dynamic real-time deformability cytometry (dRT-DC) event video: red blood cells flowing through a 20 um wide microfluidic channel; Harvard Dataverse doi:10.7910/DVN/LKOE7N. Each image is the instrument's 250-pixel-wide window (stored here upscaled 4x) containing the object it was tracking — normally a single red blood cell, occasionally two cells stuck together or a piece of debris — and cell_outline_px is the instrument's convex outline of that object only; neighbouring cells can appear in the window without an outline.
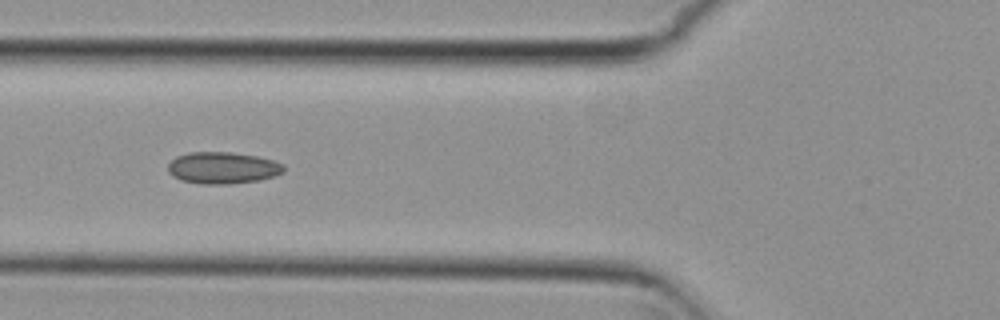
{"species": "common noctule bat (a hibernating species)", "species_latin": "Nyctalus noctula", "temperature_condition": "cold", "stored_images_in_passage": 8, "camera_frame_rate_fps": 3000, "um_per_image_px": 0.085, "animal": {"sex": "female", "body_mass_g": 29.2, "forearm_length_mm": 56.3}, "frame": {"image": 1, "passage_image": 6, "time_ms": 1.667, "image_size_px": [1000, 320], "cell_outline_px": [[284, 172], [276, 176], [260, 180], [228, 184], [200, 184], [180, 180], [172, 176], [168, 172], [168, 164], [176, 156], [188, 152], [232, 152], [256, 156], [272, 160], [284, 164]], "centroid_in_image_um": [18.92, 14.27], "position_along_channel_um": 106.9, "area_um2": 21.62}}
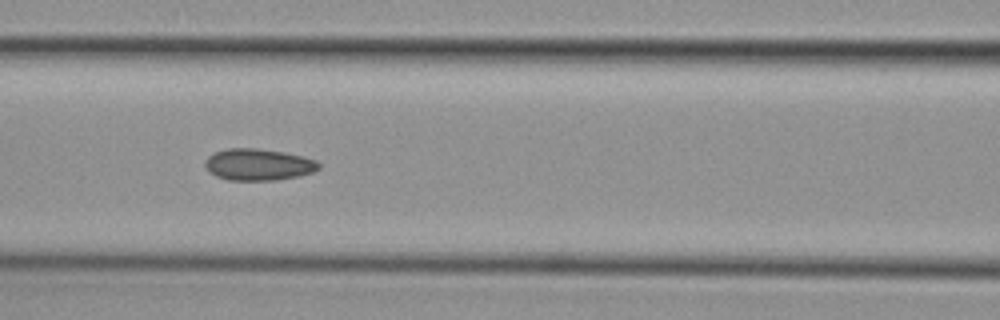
{"frame": {"image": 2, "passage_image": 7, "time_ms": 2.0, "image_size_px": [1000, 320], "cell_outline_px": [[320, 168], [312, 172], [300, 176], [276, 180], [228, 180], [216, 176], [208, 172], [204, 168], [204, 160], [212, 152], [228, 148], [256, 148], [284, 152], [316, 160], [320, 164]], "centroid_in_image_um": [21.9, 13.99], "position_along_channel_um": 144.7, "area_um2": 21.21}}
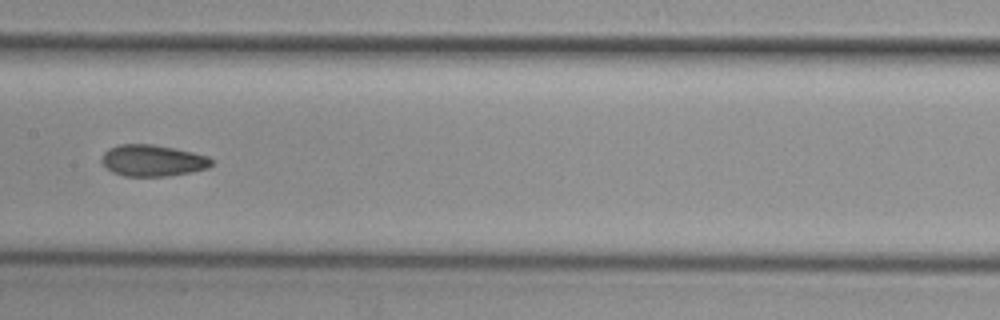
{"frame": {"image": 3, "passage_image": 8, "time_ms": 2.333, "image_size_px": [1000, 320], "cell_outline_px": [[212, 164], [208, 168], [192, 172], [168, 176], [124, 176], [112, 172], [100, 160], [104, 152], [108, 148], [120, 144], [152, 144], [192, 152], [208, 156], [212, 160]], "centroid_in_image_um": [12.97, 13.65], "position_along_channel_um": 194.4, "area_um2": 20.11}}